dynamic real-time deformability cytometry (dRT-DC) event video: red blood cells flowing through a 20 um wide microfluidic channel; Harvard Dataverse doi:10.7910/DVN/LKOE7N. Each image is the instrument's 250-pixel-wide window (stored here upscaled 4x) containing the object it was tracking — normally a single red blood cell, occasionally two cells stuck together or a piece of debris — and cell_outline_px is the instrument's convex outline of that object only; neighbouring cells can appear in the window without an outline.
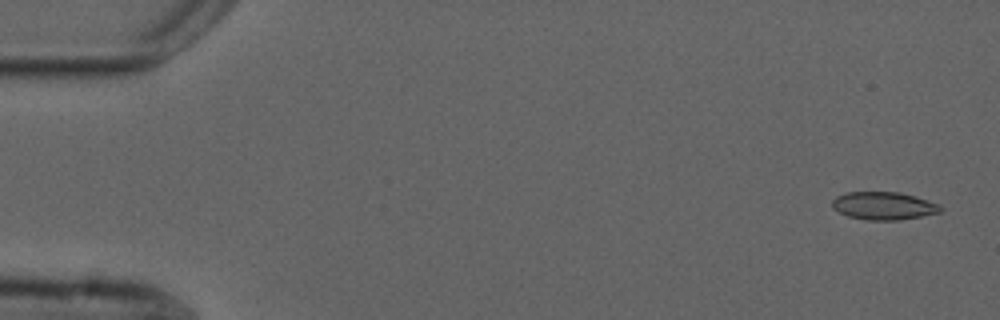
{"species": "common noctule bat (a hibernating species)", "species_latin": "Nyctalus noctula", "temperature_condition": "cold", "stored_images_in_passage": 5, "camera_frame_rate_fps": 3000, "um_per_image_px": 0.085, "animal": {"sex": "male", "forearm_length_mm": 52.5}, "frame": {"image": 1, "passage_image": 1, "time_ms": 0.0, "image_size_px": [1000, 320], "cell_outline_px": [[944, 208], [940, 212], [920, 216], [896, 220], [868, 220], [848, 216], [832, 208], [832, 200], [836, 196], [848, 192], [900, 192], [916, 196], [940, 204]], "centroid_in_image_um": [75.12, 17.48], "position_along_channel_um": 9.9, "area_um2": 17.57}}
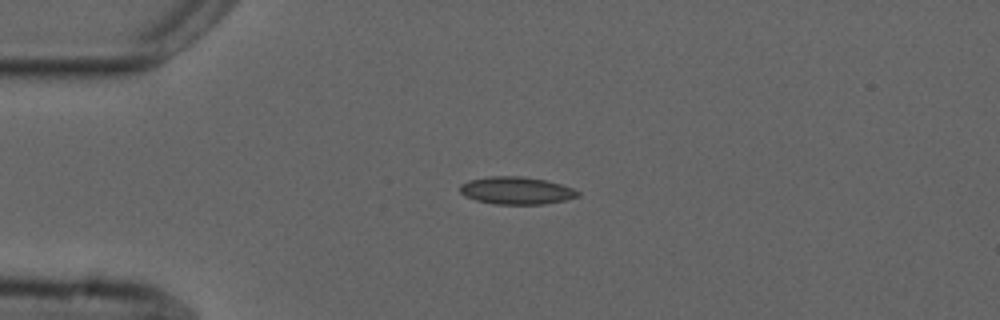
{"frame": {"image": 2, "passage_image": 4, "time_ms": 3.667, "image_size_px": [1000, 320], "cell_outline_px": [[580, 196], [564, 200], [544, 204], [492, 204], [476, 200], [464, 196], [460, 192], [460, 184], [468, 180], [488, 176], [520, 176], [544, 180], [560, 184], [572, 188], [580, 192]], "centroid_in_image_um": [43.85, 16.2], "position_along_channel_um": 41.1, "area_um2": 18.9}}